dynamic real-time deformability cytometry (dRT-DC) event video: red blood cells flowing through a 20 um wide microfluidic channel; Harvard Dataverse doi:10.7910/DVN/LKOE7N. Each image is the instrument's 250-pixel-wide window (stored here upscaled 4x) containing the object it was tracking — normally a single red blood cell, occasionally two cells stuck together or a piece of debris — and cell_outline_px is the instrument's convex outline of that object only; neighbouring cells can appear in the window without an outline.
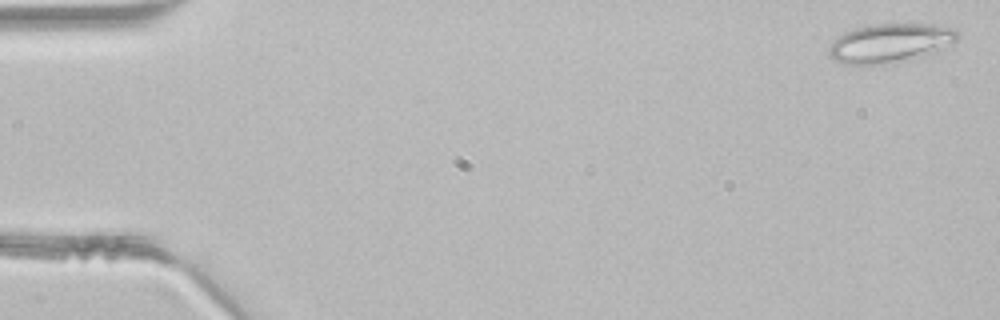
{"species": "common noctule bat (a hibernating species)", "species_latin": "Nyctalus noctula", "temperature_condition": "room temperature", "stored_images_in_passage": 14, "camera_frame_rate_fps": 3000, "um_per_image_px": 0.085, "animal": {"sex": "male", "body_mass_g": 21.5, "forearm_length_mm": 52.0}, "frame": {"image": 1, "passage_image": 1, "time_ms": 0.0, "image_size_px": [1000, 320], "cell_outline_px": [[960, 36], [956, 40], [912, 60], [892, 64], [844, 64], [832, 60], [828, 56], [828, 44], [836, 36], [844, 32], [856, 28], [872, 24], [936, 24], [956, 28], [960, 32]], "centroid_in_image_um": [75.59, 3.66], "position_along_channel_um": 9.4, "area_um2": 29.59}}